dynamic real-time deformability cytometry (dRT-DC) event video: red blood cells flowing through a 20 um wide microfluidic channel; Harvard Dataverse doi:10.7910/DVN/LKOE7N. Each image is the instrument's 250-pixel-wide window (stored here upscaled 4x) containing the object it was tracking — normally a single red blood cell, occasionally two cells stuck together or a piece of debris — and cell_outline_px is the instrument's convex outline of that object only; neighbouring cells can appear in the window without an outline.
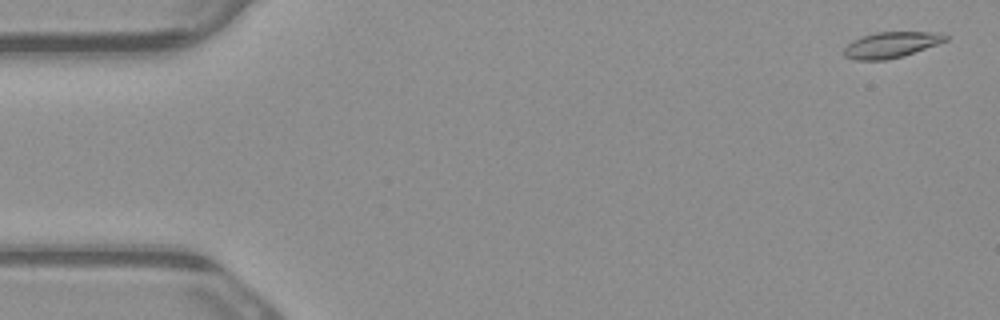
{"species": "common noctule bat (a hibernating species)", "species_latin": "Nyctalus noctula", "temperature_condition": "warm", "stored_images_in_passage": 5, "camera_frame_rate_fps": 3000, "um_per_image_px": 0.085, "animal": {"sex": "male", "body_mass_g": 23.1, "forearm_length_mm": 52.7}, "frame": {"image": 1, "passage_image": 1, "time_ms": 0.0, "image_size_px": [1000, 320], "cell_outline_px": [[948, 40], [904, 56], [884, 60], [856, 60], [844, 56], [844, 48], [852, 40], [876, 32], [940, 32], [948, 36]], "centroid_in_image_um": [75.76, 3.81], "position_along_channel_um": 9.2, "area_um2": 15.26}}
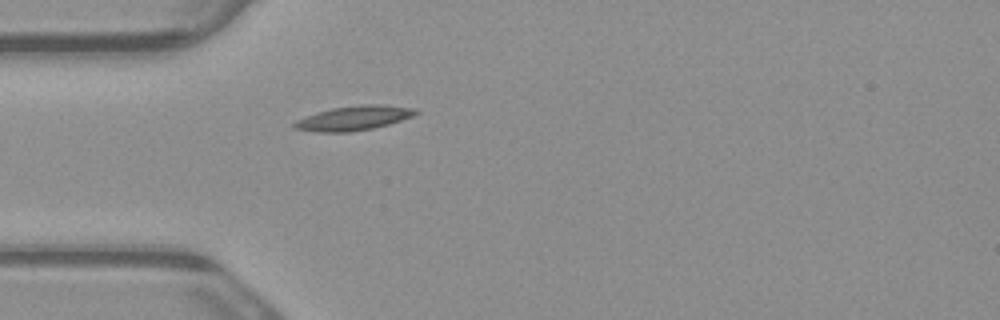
{"frame": {"image": 2, "passage_image": 5, "time_ms": 1.333, "image_size_px": [1000, 320], "cell_outline_px": [[420, 112], [412, 116], [388, 124], [372, 128], [352, 132], [316, 132], [292, 128], [292, 124], [296, 120], [316, 112], [332, 108], [360, 104], [384, 104], [416, 108]], "centroid_in_image_um": [30.06, 10.03], "position_along_channel_um": 54.9, "area_um2": 17.46}}